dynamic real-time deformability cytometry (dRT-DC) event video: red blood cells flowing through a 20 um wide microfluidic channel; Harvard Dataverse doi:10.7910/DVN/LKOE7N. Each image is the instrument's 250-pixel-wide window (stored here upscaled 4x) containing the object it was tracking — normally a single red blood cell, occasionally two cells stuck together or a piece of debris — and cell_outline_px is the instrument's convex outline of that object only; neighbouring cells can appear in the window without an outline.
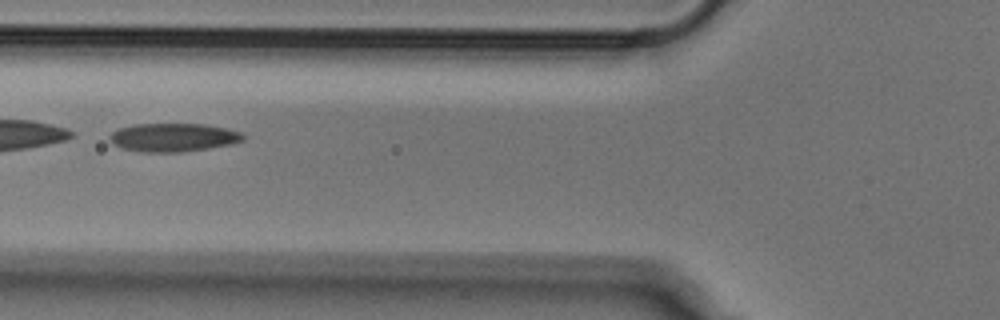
{"species": "Egyptian fruit bat (a non-hibernating species)", "species_latin": "Rousettus aegyptiacus", "temperature_condition": "cold", "stored_images_in_passage": 50, "camera_frame_rate_fps": 3000, "um_per_image_px": 0.085, "animal": {"sex": "male"}, "frame": {"image": 1, "passage_image": 19, "time_ms": 6.0, "image_size_px": [1000, 320], "cell_outline_px": [[244, 140], [232, 144], [184, 152], [140, 152], [120, 148], [112, 144], [108, 140], [108, 136], [116, 128], [132, 124], [204, 124], [244, 132]], "centroid_in_image_um": [14.67, 11.68], "position_along_channel_um": 111.1, "area_um2": 22.48}}
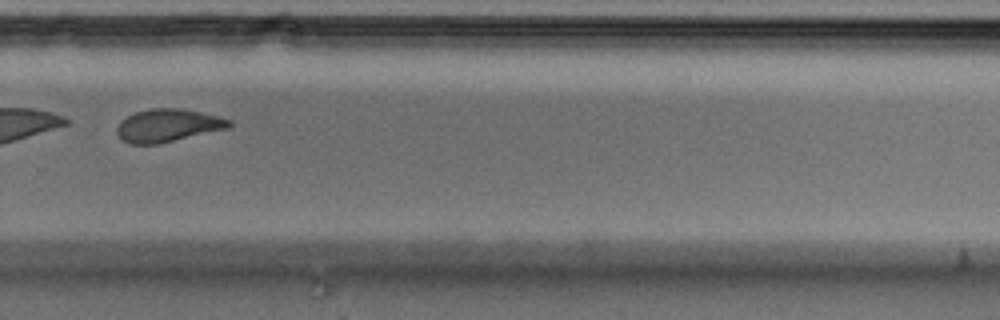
{"frame": {"image": 2, "passage_image": 35, "time_ms": 11.333, "image_size_px": [1000, 320], "cell_outline_px": [[232, 124], [228, 128], [160, 144], [128, 144], [116, 132], [116, 128], [120, 120], [136, 112], [152, 108], [180, 108], [216, 116], [232, 120]], "centroid_in_image_um": [14.25, 10.67], "position_along_channel_um": 315.6, "area_um2": 21.39}}